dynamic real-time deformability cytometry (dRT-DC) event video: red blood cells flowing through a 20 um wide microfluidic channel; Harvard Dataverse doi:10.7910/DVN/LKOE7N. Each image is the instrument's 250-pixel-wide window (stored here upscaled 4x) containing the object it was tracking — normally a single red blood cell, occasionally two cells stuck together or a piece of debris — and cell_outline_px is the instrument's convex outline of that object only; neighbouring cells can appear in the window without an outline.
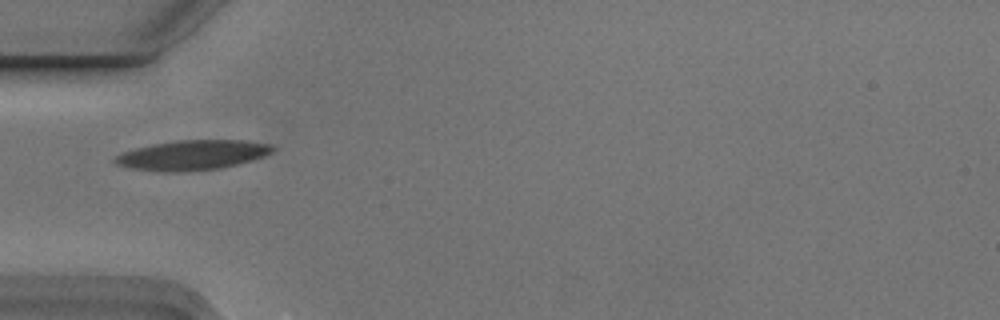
{"species": "Egyptian fruit bat (a non-hibernating species)", "species_latin": "Rousettus aegyptiacus", "temperature_condition": "cold", "stored_images_in_passage": 3, "camera_frame_rate_fps": 3000, "um_per_image_px": 0.085, "animal": {"sex": "male"}, "frame": {"image": 1, "passage_image": 1, "time_ms": 0.0, "image_size_px": [1000, 320], "cell_outline_px": [[276, 148], [272, 152], [264, 156], [252, 160], [236, 164], [216, 168], [176, 172], [164, 172], [132, 168], [116, 164], [112, 160], [116, 156], [124, 152], [136, 148], [152, 144], [176, 140], [244, 140], [272, 144]], "centroid_in_image_um": [16.37, 13.17], "position_along_channel_um": 68.6, "area_um2": 27.17}}
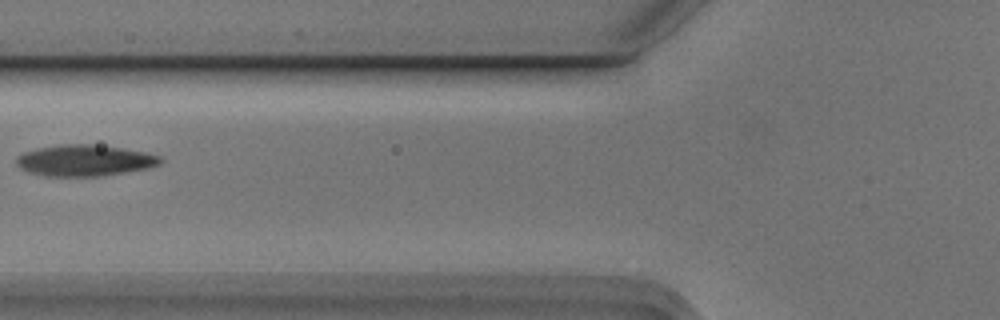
{"frame": {"image": 2, "passage_image": 2, "time_ms": 0.333, "image_size_px": [1000, 320], "cell_outline_px": [[164, 160], [160, 164], [148, 168], [100, 176], [44, 176], [28, 172], [20, 168], [16, 164], [16, 156], [24, 152], [36, 148], [60, 144], [92, 144], [120, 148], [144, 152], [160, 156]], "centroid_in_image_um": [7.15, 13.64], "position_along_channel_um": 118.6, "area_um2": 26.24}}
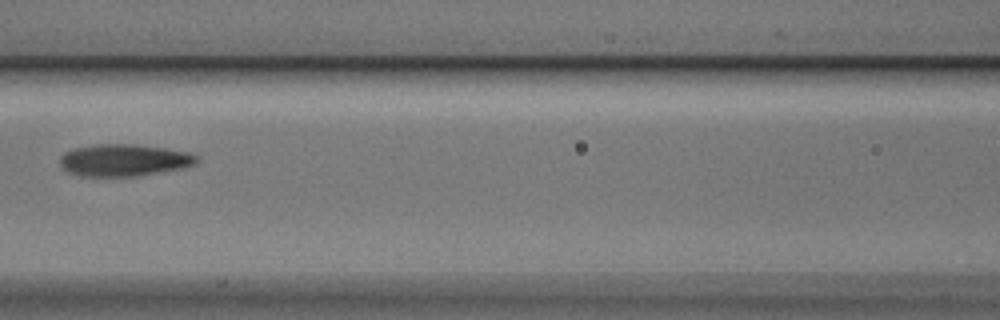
{"frame": {"image": 3, "passage_image": 3, "time_ms": 0.667, "image_size_px": [1000, 320], "cell_outline_px": [[200, 160], [196, 164], [184, 168], [136, 176], [84, 176], [68, 172], [60, 164], [60, 156], [64, 152], [72, 148], [92, 144], [136, 144], [164, 148], [188, 152], [196, 156]], "centroid_in_image_um": [10.54, 13.6], "position_along_channel_um": 156.1, "area_um2": 25.66}}